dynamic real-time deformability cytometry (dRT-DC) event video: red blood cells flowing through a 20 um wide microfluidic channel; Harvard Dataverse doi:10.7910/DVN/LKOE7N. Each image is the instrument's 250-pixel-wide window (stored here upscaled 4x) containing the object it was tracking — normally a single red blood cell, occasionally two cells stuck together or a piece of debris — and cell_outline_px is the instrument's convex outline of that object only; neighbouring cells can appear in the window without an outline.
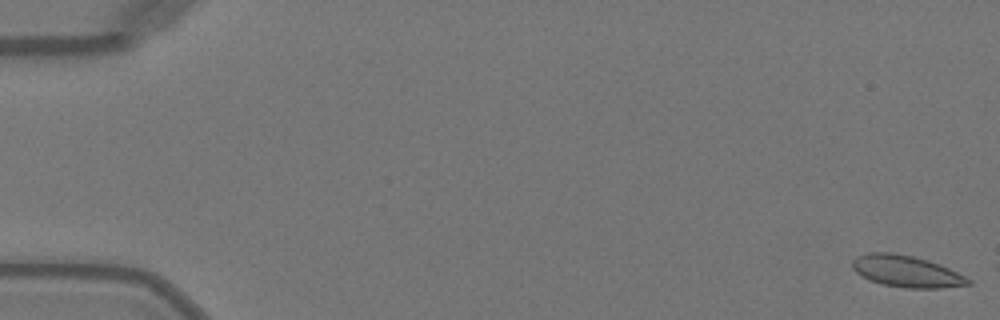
{"species": "Egyptian fruit bat (a non-hibernating species)", "species_latin": "Rousettus aegyptiacus", "temperature_condition": "warm", "stored_images_in_passage": 3, "camera_frame_rate_fps": 3000, "um_per_image_px": 0.085, "animal": {"sex": "female"}, "frame": {"image": 1, "passage_image": 1, "time_ms": 0.0, "image_size_px": [1000, 320], "cell_outline_px": [[972, 284], [940, 288], [908, 288], [884, 284], [868, 280], [856, 272], [852, 268], [852, 260], [856, 256], [868, 252], [892, 252], [912, 256], [928, 260], [940, 264], [972, 280]], "centroid_in_image_um": [77.02, 23.05], "position_along_channel_um": 8.0, "area_um2": 21.33}}